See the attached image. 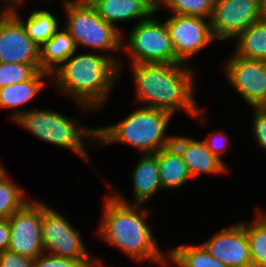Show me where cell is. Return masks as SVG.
<instances>
[{
	"label": "cell",
	"instance_id": "cell-1",
	"mask_svg": "<svg viewBox=\"0 0 266 267\" xmlns=\"http://www.w3.org/2000/svg\"><path fill=\"white\" fill-rule=\"evenodd\" d=\"M128 66L135 88L134 102L139 106L161 109L173 116L184 111L198 124L206 123V114L196 100L198 87L193 64L151 62Z\"/></svg>",
	"mask_w": 266,
	"mask_h": 267
},
{
	"label": "cell",
	"instance_id": "cell-2",
	"mask_svg": "<svg viewBox=\"0 0 266 267\" xmlns=\"http://www.w3.org/2000/svg\"><path fill=\"white\" fill-rule=\"evenodd\" d=\"M109 194L103 199L97 238L137 264L167 267V253L159 248L148 222L151 216L148 206L126 204Z\"/></svg>",
	"mask_w": 266,
	"mask_h": 267
},
{
	"label": "cell",
	"instance_id": "cell-3",
	"mask_svg": "<svg viewBox=\"0 0 266 267\" xmlns=\"http://www.w3.org/2000/svg\"><path fill=\"white\" fill-rule=\"evenodd\" d=\"M119 80V66L107 55L77 50L51 74V88L77 103L83 114L104 110Z\"/></svg>",
	"mask_w": 266,
	"mask_h": 267
},
{
	"label": "cell",
	"instance_id": "cell-4",
	"mask_svg": "<svg viewBox=\"0 0 266 267\" xmlns=\"http://www.w3.org/2000/svg\"><path fill=\"white\" fill-rule=\"evenodd\" d=\"M173 117L161 109L138 106L117 123L96 127V147L119 143L139 154L156 153L172 145L174 135H168L167 129Z\"/></svg>",
	"mask_w": 266,
	"mask_h": 267
},
{
	"label": "cell",
	"instance_id": "cell-5",
	"mask_svg": "<svg viewBox=\"0 0 266 267\" xmlns=\"http://www.w3.org/2000/svg\"><path fill=\"white\" fill-rule=\"evenodd\" d=\"M53 109H30L23 113L15 122L30 135L41 142L64 148L90 164L87 146L96 147V127H86L76 117L66 116ZM80 123V124H79ZM86 139V141H84ZM88 141L87 145L86 142Z\"/></svg>",
	"mask_w": 266,
	"mask_h": 267
},
{
	"label": "cell",
	"instance_id": "cell-6",
	"mask_svg": "<svg viewBox=\"0 0 266 267\" xmlns=\"http://www.w3.org/2000/svg\"><path fill=\"white\" fill-rule=\"evenodd\" d=\"M62 7L66 16L62 26L73 37L78 50L82 47L107 55L119 66L121 78L126 63L120 58L122 33L105 22L88 0H63Z\"/></svg>",
	"mask_w": 266,
	"mask_h": 267
},
{
	"label": "cell",
	"instance_id": "cell-7",
	"mask_svg": "<svg viewBox=\"0 0 266 267\" xmlns=\"http://www.w3.org/2000/svg\"><path fill=\"white\" fill-rule=\"evenodd\" d=\"M156 15L134 24L126 41L122 34L121 52L126 54L129 64L181 63L175 56L165 22L156 19Z\"/></svg>",
	"mask_w": 266,
	"mask_h": 267
},
{
	"label": "cell",
	"instance_id": "cell-8",
	"mask_svg": "<svg viewBox=\"0 0 266 267\" xmlns=\"http://www.w3.org/2000/svg\"><path fill=\"white\" fill-rule=\"evenodd\" d=\"M41 235L46 254L78 260H90L93 257L83 242L81 231L45 201Z\"/></svg>",
	"mask_w": 266,
	"mask_h": 267
},
{
	"label": "cell",
	"instance_id": "cell-9",
	"mask_svg": "<svg viewBox=\"0 0 266 267\" xmlns=\"http://www.w3.org/2000/svg\"><path fill=\"white\" fill-rule=\"evenodd\" d=\"M177 59L187 65L199 52L216 41L210 20L201 17L171 14L164 20Z\"/></svg>",
	"mask_w": 266,
	"mask_h": 267
},
{
	"label": "cell",
	"instance_id": "cell-10",
	"mask_svg": "<svg viewBox=\"0 0 266 267\" xmlns=\"http://www.w3.org/2000/svg\"><path fill=\"white\" fill-rule=\"evenodd\" d=\"M42 214L43 202L33 197L8 218L10 225L8 250L33 260L44 253L41 235Z\"/></svg>",
	"mask_w": 266,
	"mask_h": 267
},
{
	"label": "cell",
	"instance_id": "cell-11",
	"mask_svg": "<svg viewBox=\"0 0 266 267\" xmlns=\"http://www.w3.org/2000/svg\"><path fill=\"white\" fill-rule=\"evenodd\" d=\"M222 63L227 83L248 106L255 107L266 94V61L250 60L234 52Z\"/></svg>",
	"mask_w": 266,
	"mask_h": 267
},
{
	"label": "cell",
	"instance_id": "cell-12",
	"mask_svg": "<svg viewBox=\"0 0 266 267\" xmlns=\"http://www.w3.org/2000/svg\"><path fill=\"white\" fill-rule=\"evenodd\" d=\"M262 0H215L210 18L216 40H234L251 24L261 20Z\"/></svg>",
	"mask_w": 266,
	"mask_h": 267
},
{
	"label": "cell",
	"instance_id": "cell-13",
	"mask_svg": "<svg viewBox=\"0 0 266 267\" xmlns=\"http://www.w3.org/2000/svg\"><path fill=\"white\" fill-rule=\"evenodd\" d=\"M0 62L31 64L40 71L39 46L10 10L0 18Z\"/></svg>",
	"mask_w": 266,
	"mask_h": 267
},
{
	"label": "cell",
	"instance_id": "cell-14",
	"mask_svg": "<svg viewBox=\"0 0 266 267\" xmlns=\"http://www.w3.org/2000/svg\"><path fill=\"white\" fill-rule=\"evenodd\" d=\"M202 245L228 267H253L246 229L241 222L220 229Z\"/></svg>",
	"mask_w": 266,
	"mask_h": 267
},
{
	"label": "cell",
	"instance_id": "cell-15",
	"mask_svg": "<svg viewBox=\"0 0 266 267\" xmlns=\"http://www.w3.org/2000/svg\"><path fill=\"white\" fill-rule=\"evenodd\" d=\"M131 172L132 182V200L123 195V192L114 190L111 185L110 192L116 199L126 204L148 205L160 190H162L160 182V172L158 167L157 152L152 154H140L137 164L134 165Z\"/></svg>",
	"mask_w": 266,
	"mask_h": 267
},
{
	"label": "cell",
	"instance_id": "cell-16",
	"mask_svg": "<svg viewBox=\"0 0 266 267\" xmlns=\"http://www.w3.org/2000/svg\"><path fill=\"white\" fill-rule=\"evenodd\" d=\"M172 145L179 151L192 178L206 175L229 174V167L214 156L203 140L174 134Z\"/></svg>",
	"mask_w": 266,
	"mask_h": 267
},
{
	"label": "cell",
	"instance_id": "cell-17",
	"mask_svg": "<svg viewBox=\"0 0 266 267\" xmlns=\"http://www.w3.org/2000/svg\"><path fill=\"white\" fill-rule=\"evenodd\" d=\"M97 14L107 23L123 33L119 23L148 19L156 13L155 6L149 0H88ZM118 25V26H117ZM120 25V26H119Z\"/></svg>",
	"mask_w": 266,
	"mask_h": 267
},
{
	"label": "cell",
	"instance_id": "cell-18",
	"mask_svg": "<svg viewBox=\"0 0 266 267\" xmlns=\"http://www.w3.org/2000/svg\"><path fill=\"white\" fill-rule=\"evenodd\" d=\"M47 77V78H46ZM51 85V75L45 71H38L31 79L11 84L0 89V109L12 110L8 115L9 119L15 122L29 108L23 109V105L28 104L46 89V85ZM19 108V109H18Z\"/></svg>",
	"mask_w": 266,
	"mask_h": 267
},
{
	"label": "cell",
	"instance_id": "cell-19",
	"mask_svg": "<svg viewBox=\"0 0 266 267\" xmlns=\"http://www.w3.org/2000/svg\"><path fill=\"white\" fill-rule=\"evenodd\" d=\"M160 182L163 191H179L192 178L179 151L170 145L157 152Z\"/></svg>",
	"mask_w": 266,
	"mask_h": 267
},
{
	"label": "cell",
	"instance_id": "cell-20",
	"mask_svg": "<svg viewBox=\"0 0 266 267\" xmlns=\"http://www.w3.org/2000/svg\"><path fill=\"white\" fill-rule=\"evenodd\" d=\"M26 3L16 4L9 7V10L21 21L27 35L39 47L48 41L61 27L59 19L52 11L44 8H34L25 18L19 10ZM36 9V10H35ZM26 19V20H25Z\"/></svg>",
	"mask_w": 266,
	"mask_h": 267
},
{
	"label": "cell",
	"instance_id": "cell-21",
	"mask_svg": "<svg viewBox=\"0 0 266 267\" xmlns=\"http://www.w3.org/2000/svg\"><path fill=\"white\" fill-rule=\"evenodd\" d=\"M78 50L75 40L62 26L39 47L40 71L50 75Z\"/></svg>",
	"mask_w": 266,
	"mask_h": 267
},
{
	"label": "cell",
	"instance_id": "cell-22",
	"mask_svg": "<svg viewBox=\"0 0 266 267\" xmlns=\"http://www.w3.org/2000/svg\"><path fill=\"white\" fill-rule=\"evenodd\" d=\"M228 267L213 257L202 244H181L167 250V267Z\"/></svg>",
	"mask_w": 266,
	"mask_h": 267
},
{
	"label": "cell",
	"instance_id": "cell-23",
	"mask_svg": "<svg viewBox=\"0 0 266 267\" xmlns=\"http://www.w3.org/2000/svg\"><path fill=\"white\" fill-rule=\"evenodd\" d=\"M233 40L234 53L250 60L266 61V22L259 20L243 30Z\"/></svg>",
	"mask_w": 266,
	"mask_h": 267
},
{
	"label": "cell",
	"instance_id": "cell-24",
	"mask_svg": "<svg viewBox=\"0 0 266 267\" xmlns=\"http://www.w3.org/2000/svg\"><path fill=\"white\" fill-rule=\"evenodd\" d=\"M254 215L253 220L241 223L246 229L253 267H266V210L257 207Z\"/></svg>",
	"mask_w": 266,
	"mask_h": 267
},
{
	"label": "cell",
	"instance_id": "cell-25",
	"mask_svg": "<svg viewBox=\"0 0 266 267\" xmlns=\"http://www.w3.org/2000/svg\"><path fill=\"white\" fill-rule=\"evenodd\" d=\"M7 171L3 165L0 167V219H8L32 199Z\"/></svg>",
	"mask_w": 266,
	"mask_h": 267
},
{
	"label": "cell",
	"instance_id": "cell-26",
	"mask_svg": "<svg viewBox=\"0 0 266 267\" xmlns=\"http://www.w3.org/2000/svg\"><path fill=\"white\" fill-rule=\"evenodd\" d=\"M214 1L215 0H164L156 8V13L159 14L160 10L164 11L165 9L171 11L170 14L201 17L210 20Z\"/></svg>",
	"mask_w": 266,
	"mask_h": 267
},
{
	"label": "cell",
	"instance_id": "cell-27",
	"mask_svg": "<svg viewBox=\"0 0 266 267\" xmlns=\"http://www.w3.org/2000/svg\"><path fill=\"white\" fill-rule=\"evenodd\" d=\"M38 70L31 64L0 62V89L31 79Z\"/></svg>",
	"mask_w": 266,
	"mask_h": 267
},
{
	"label": "cell",
	"instance_id": "cell-28",
	"mask_svg": "<svg viewBox=\"0 0 266 267\" xmlns=\"http://www.w3.org/2000/svg\"><path fill=\"white\" fill-rule=\"evenodd\" d=\"M219 131V132H218ZM213 133H208L207 137L203 139L207 148L211 151V153L220 159L225 165V161L223 160L224 155L228 151L229 147H232L229 143V136L224 131L218 130Z\"/></svg>",
	"mask_w": 266,
	"mask_h": 267
},
{
	"label": "cell",
	"instance_id": "cell-29",
	"mask_svg": "<svg viewBox=\"0 0 266 267\" xmlns=\"http://www.w3.org/2000/svg\"><path fill=\"white\" fill-rule=\"evenodd\" d=\"M88 261L57 257L43 253L33 260V267H83Z\"/></svg>",
	"mask_w": 266,
	"mask_h": 267
},
{
	"label": "cell",
	"instance_id": "cell-30",
	"mask_svg": "<svg viewBox=\"0 0 266 267\" xmlns=\"http://www.w3.org/2000/svg\"><path fill=\"white\" fill-rule=\"evenodd\" d=\"M252 113V135L255 143L266 152V115L261 113L256 107H251Z\"/></svg>",
	"mask_w": 266,
	"mask_h": 267
},
{
	"label": "cell",
	"instance_id": "cell-31",
	"mask_svg": "<svg viewBox=\"0 0 266 267\" xmlns=\"http://www.w3.org/2000/svg\"><path fill=\"white\" fill-rule=\"evenodd\" d=\"M0 267H33V259L5 250L0 252Z\"/></svg>",
	"mask_w": 266,
	"mask_h": 267
},
{
	"label": "cell",
	"instance_id": "cell-32",
	"mask_svg": "<svg viewBox=\"0 0 266 267\" xmlns=\"http://www.w3.org/2000/svg\"><path fill=\"white\" fill-rule=\"evenodd\" d=\"M10 244V225L8 219H0V252L8 250Z\"/></svg>",
	"mask_w": 266,
	"mask_h": 267
},
{
	"label": "cell",
	"instance_id": "cell-33",
	"mask_svg": "<svg viewBox=\"0 0 266 267\" xmlns=\"http://www.w3.org/2000/svg\"><path fill=\"white\" fill-rule=\"evenodd\" d=\"M98 257L99 256L96 257L94 255L88 262L84 264L83 267H111L104 264L105 261H102V259L100 260Z\"/></svg>",
	"mask_w": 266,
	"mask_h": 267
},
{
	"label": "cell",
	"instance_id": "cell-34",
	"mask_svg": "<svg viewBox=\"0 0 266 267\" xmlns=\"http://www.w3.org/2000/svg\"><path fill=\"white\" fill-rule=\"evenodd\" d=\"M261 113L266 115V94L264 98L255 106Z\"/></svg>",
	"mask_w": 266,
	"mask_h": 267
},
{
	"label": "cell",
	"instance_id": "cell-35",
	"mask_svg": "<svg viewBox=\"0 0 266 267\" xmlns=\"http://www.w3.org/2000/svg\"><path fill=\"white\" fill-rule=\"evenodd\" d=\"M261 20L266 22V0H262Z\"/></svg>",
	"mask_w": 266,
	"mask_h": 267
},
{
	"label": "cell",
	"instance_id": "cell-36",
	"mask_svg": "<svg viewBox=\"0 0 266 267\" xmlns=\"http://www.w3.org/2000/svg\"><path fill=\"white\" fill-rule=\"evenodd\" d=\"M3 4L0 3V18L9 10V6L1 0ZM2 5V6H1Z\"/></svg>",
	"mask_w": 266,
	"mask_h": 267
},
{
	"label": "cell",
	"instance_id": "cell-37",
	"mask_svg": "<svg viewBox=\"0 0 266 267\" xmlns=\"http://www.w3.org/2000/svg\"><path fill=\"white\" fill-rule=\"evenodd\" d=\"M9 7L16 4L23 3V0H3Z\"/></svg>",
	"mask_w": 266,
	"mask_h": 267
},
{
	"label": "cell",
	"instance_id": "cell-38",
	"mask_svg": "<svg viewBox=\"0 0 266 267\" xmlns=\"http://www.w3.org/2000/svg\"><path fill=\"white\" fill-rule=\"evenodd\" d=\"M157 8L164 0H149Z\"/></svg>",
	"mask_w": 266,
	"mask_h": 267
},
{
	"label": "cell",
	"instance_id": "cell-39",
	"mask_svg": "<svg viewBox=\"0 0 266 267\" xmlns=\"http://www.w3.org/2000/svg\"><path fill=\"white\" fill-rule=\"evenodd\" d=\"M27 0H23V3H26ZM30 1V0H29ZM32 1V0H31ZM42 1V0H40ZM44 1V0H43ZM46 1V0H45ZM50 1H53V0H47L46 2H50Z\"/></svg>",
	"mask_w": 266,
	"mask_h": 267
}]
</instances>
